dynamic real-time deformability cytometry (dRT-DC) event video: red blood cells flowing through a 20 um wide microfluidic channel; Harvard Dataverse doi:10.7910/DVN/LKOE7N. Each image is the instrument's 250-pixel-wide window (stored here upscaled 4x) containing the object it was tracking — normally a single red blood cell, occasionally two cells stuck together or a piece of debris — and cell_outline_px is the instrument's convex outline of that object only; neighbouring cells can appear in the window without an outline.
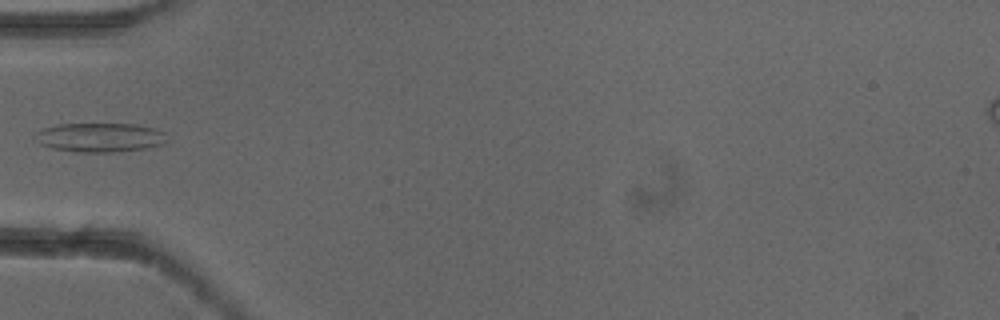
{"species": "common noctule bat (a hibernating species)", "species_latin": "Nyctalus noctula", "temperature_condition": "cold", "stored_images_in_passage": 2, "camera_frame_rate_fps": 3000, "um_per_image_px": 0.085, "animal": {"sex": "female"}, "frame": {"image": 1, "passage_image": 1, "time_ms": 0.0, "image_size_px": [1000, 320], "cell_outline_px": [[164, 144], [144, 148], [120, 152], [76, 152], [52, 148], [40, 144], [32, 136], [36, 132], [44, 128], [56, 124], [132, 124], [156, 128], [164, 132]], "centroid_in_image_um": [8.44, 11.68], "position_along_channel_um": 76.6, "area_um2": 22.43}}